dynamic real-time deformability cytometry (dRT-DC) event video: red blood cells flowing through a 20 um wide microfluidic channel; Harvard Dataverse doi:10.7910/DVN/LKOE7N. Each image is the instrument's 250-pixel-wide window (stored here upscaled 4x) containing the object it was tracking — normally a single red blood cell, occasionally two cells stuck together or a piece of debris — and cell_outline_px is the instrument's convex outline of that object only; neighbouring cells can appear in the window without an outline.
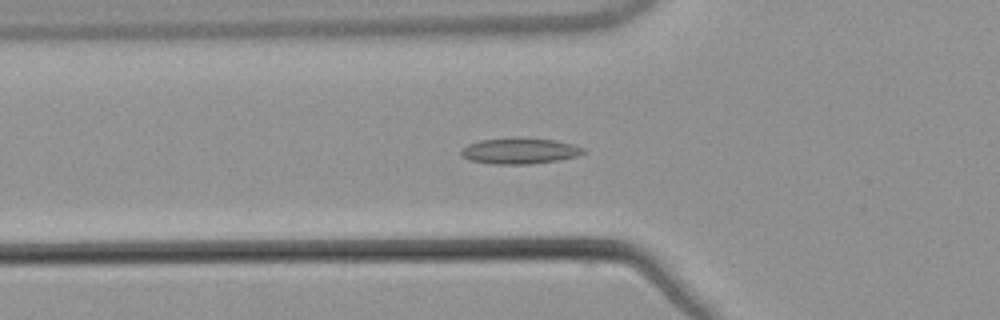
{"species": "common noctule bat (a hibernating species)", "species_latin": "Nyctalus noctula", "temperature_condition": "warm", "stored_images_in_passage": 55, "camera_frame_rate_fps": 3000, "um_per_image_px": 0.085, "animal": {"sex": "male", "body_mass_g": 21.5, "forearm_length_mm": 52.0}, "frame": {"image": 1, "passage_image": 20, "time_ms": 6.333, "image_size_px": [1000, 320], "cell_outline_px": [[588, 152], [576, 156], [560, 160], [532, 164], [492, 164], [468, 160], [460, 156], [460, 152], [468, 144], [480, 140], [556, 140], [572, 144], [584, 148]], "centroid_in_image_um": [44.19, 12.88], "position_along_channel_um": 81.6, "area_um2": 17.86}}
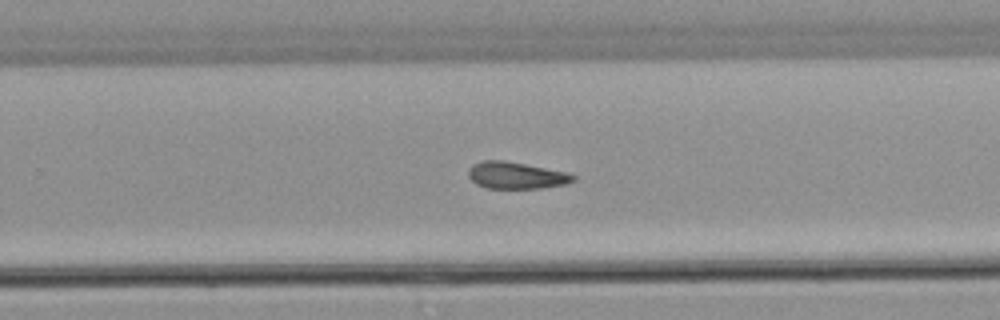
{"frame": {"image": 2, "passage_image": 36, "time_ms": 11.667, "image_size_px": [1000, 320], "cell_outline_px": [[576, 180], [564, 184], [540, 188], [484, 188], [476, 184], [468, 176], [468, 168], [472, 164], [480, 160], [504, 160], [568, 172], [576, 176]], "centroid_in_image_um": [43.84, 14.9], "position_along_channel_um": 286.0, "area_um2": 16.53}}
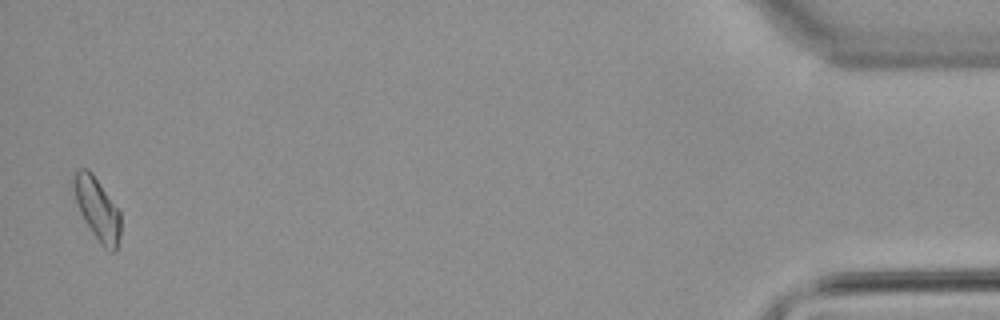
{"frame": {"image": 3, "passage_image": 54, "time_ms": 17.667, "image_size_px": [1000, 320], "cell_outline_px": [[120, 236], [116, 252], [108, 252], [100, 244], [84, 220], [80, 212], [72, 188], [72, 176], [80, 168], [88, 168], [92, 172], [120, 212]], "centroid_in_image_um": [8.26, 17.77], "position_along_channel_um": 426.9, "area_um2": 17.17}}